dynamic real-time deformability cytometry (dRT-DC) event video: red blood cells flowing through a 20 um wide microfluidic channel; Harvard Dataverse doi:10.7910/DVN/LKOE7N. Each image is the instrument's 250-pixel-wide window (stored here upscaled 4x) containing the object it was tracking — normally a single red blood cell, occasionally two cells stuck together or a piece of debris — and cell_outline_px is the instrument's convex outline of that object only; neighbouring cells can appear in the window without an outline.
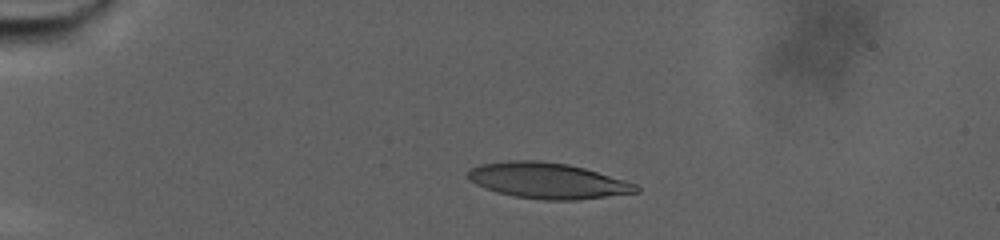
{"species": "human", "species_latin": "Homo sapiens", "temperature_condition": "warm", "stored_images_in_passage": 64, "camera_frame_rate_fps": 3000, "um_per_image_px": 0.085, "donor": {"sex": "male"}, "frame": {"image": 1, "passage_image": 1, "time_ms": 0.0, "image_size_px": [1000, 240], "cell_outline_px": [[640, 192], [576, 200], [544, 200], [516, 196], [496, 192], [484, 188], [468, 180], [468, 172], [472, 168], [480, 164], [508, 160], [540, 160], [568, 164], [584, 168], [624, 180], [636, 184], [640, 188]], "centroid_in_image_um": [46.54, 15.35], "position_along_channel_um": 38.5, "area_um2": 35.03}}
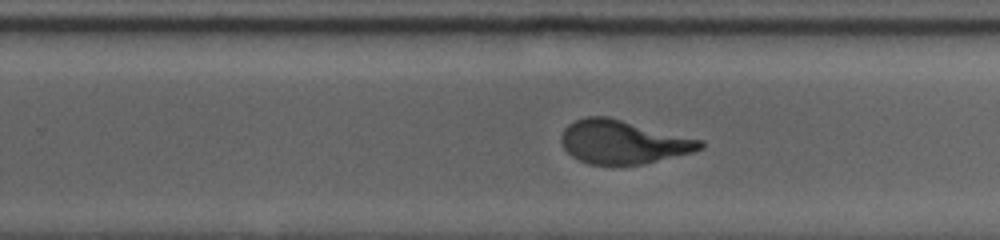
{"frame": {"image": 2, "passage_image": 36, "time_ms": 11.667, "image_size_px": [1000, 240], "cell_outline_px": [[704, 148], [692, 152], [644, 164], [588, 164], [572, 156], [564, 148], [560, 140], [560, 136], [564, 128], [568, 124], [584, 116], [608, 116], [704, 140]], "centroid_in_image_um": [52.96, 12.05], "position_along_channel_um": 276.8, "area_um2": 35.37}}
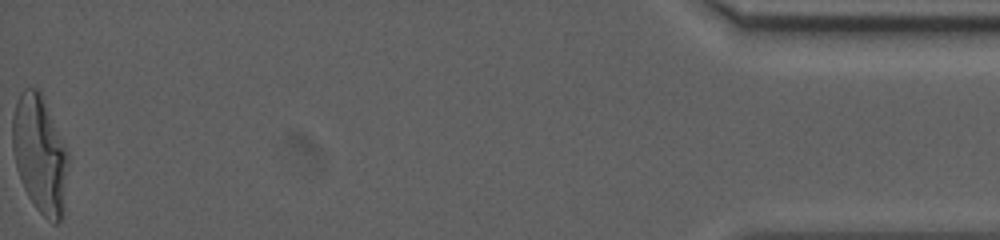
{"frame": {"image": 3, "passage_image": 64, "time_ms": 21.0, "image_size_px": [1000, 240], "cell_outline_px": [[68, 164], [64, 216], [56, 224], [52, 224], [36, 208], [28, 196], [24, 188], [16, 168], [12, 148], [12, 116], [20, 92], [24, 88], [36, 88], [40, 92], [68, 152]], "centroid_in_image_um": [3.39, 13.16], "position_along_channel_um": 431.8, "area_um2": 38.21}, "authors_computed_cell_mechanics": {"area_um2": 35.6048, "velocity_mm_per_s": 2.5667, "shape_relaxation_time_tau1_ms": 9.0261, "shape_relaxation_time_tau2_ms": 1.2534, "deformation_change_tau1": 0.285, "deformation_change_tau2": 0.0961}}